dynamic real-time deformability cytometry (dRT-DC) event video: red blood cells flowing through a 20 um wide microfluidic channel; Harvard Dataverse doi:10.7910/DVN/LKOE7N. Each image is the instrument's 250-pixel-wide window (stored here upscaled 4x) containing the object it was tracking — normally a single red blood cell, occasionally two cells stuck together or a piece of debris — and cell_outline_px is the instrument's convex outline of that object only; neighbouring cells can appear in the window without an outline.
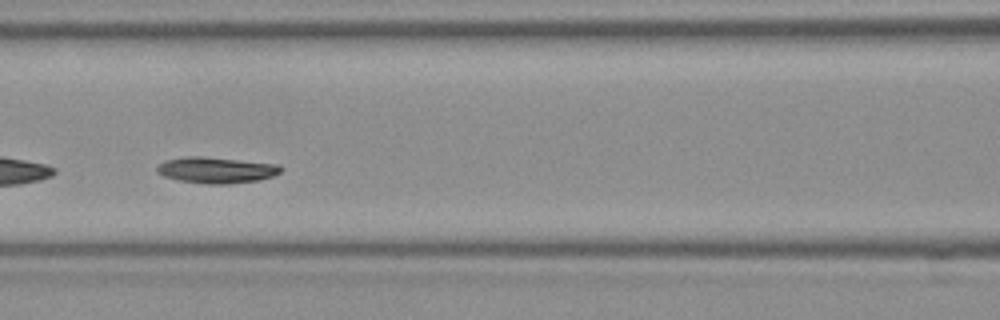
{"species": "Egyptian fruit bat (a non-hibernating species)", "species_latin": "Rousettus aegyptiacus", "temperature_condition": "room temperature", "stored_images_in_passage": 49, "segment_of_instrument_passage": [2, 2], "camera_frame_rate_fps": 3000, "um_per_image_px": 0.085, "frame": {"image": 1, "passage_image": 19, "time_ms": 6.0, "image_size_px": [1000, 320], "cell_outline_px": [[280, 172], [272, 176], [260, 180], [228, 184], [208, 184], [180, 180], [164, 176], [156, 172], [156, 168], [164, 160], [184, 156], [204, 156], [280, 164]], "centroid_in_image_um": [18.37, 14.44], "position_along_channel_um": 148.2, "area_um2": 18.9}}
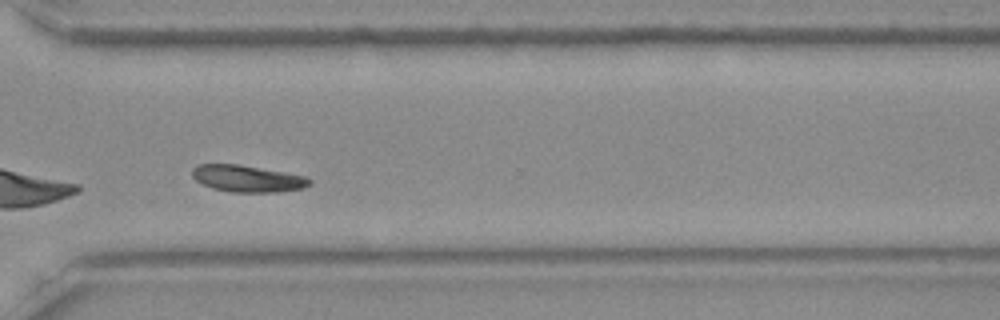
{"frame": {"image": 2, "passage_image": 35, "time_ms": 11.333, "image_size_px": [1000, 320], "cell_outline_px": [[312, 184], [304, 188], [276, 192], [232, 192], [212, 188], [196, 180], [192, 176], [192, 168], [196, 164], [236, 164], [308, 176], [312, 180]], "centroid_in_image_um": [21.06, 15.18], "position_along_channel_um": 349.5, "area_um2": 18.32}}
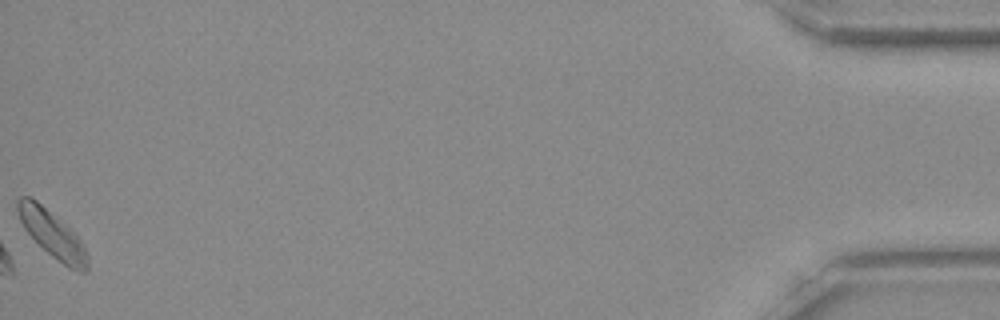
{"frame": {"image": 3, "passage_image": 49, "time_ms": 16.0, "image_size_px": [1000, 320], "cell_outline_px": [[88, 268], [84, 272], [76, 272], [68, 268], [52, 256], [24, 228], [20, 220], [16, 208], [16, 200], [20, 196], [32, 196], [68, 228], [80, 240], [88, 252]], "centroid_in_image_um": [4.44, 19.91], "position_along_channel_um": 430.8, "area_um2": 18.67}}